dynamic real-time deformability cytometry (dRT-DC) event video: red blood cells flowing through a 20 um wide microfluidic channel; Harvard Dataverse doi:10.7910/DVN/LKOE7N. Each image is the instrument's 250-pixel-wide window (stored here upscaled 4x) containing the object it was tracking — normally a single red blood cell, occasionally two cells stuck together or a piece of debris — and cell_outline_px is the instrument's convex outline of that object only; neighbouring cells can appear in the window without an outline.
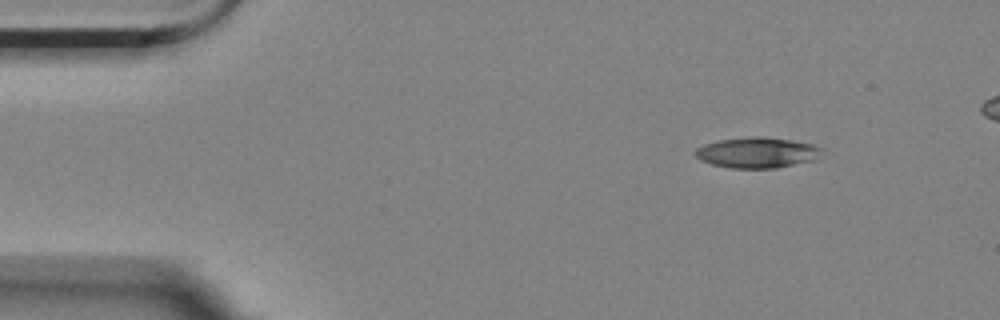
{"species": "Egyptian fruit bat (a non-hibernating species)", "species_latin": "Rousettus aegyptiacus", "temperature_condition": "room temperature", "stored_images_in_passage": 4, "camera_frame_rate_fps": 3000, "um_per_image_px": 0.085, "animal": {"sex": "female"}, "frame": {"image": 1, "passage_image": 1, "time_ms": 0.0, "image_size_px": [1000, 320], "cell_outline_px": [[824, 148], [812, 160], [776, 168], [732, 168], [712, 164], [700, 160], [692, 152], [696, 148], [704, 144], [716, 140], [752, 136], [764, 136], [792, 140], [812, 144]], "centroid_in_image_um": [64.29, 12.95], "position_along_channel_um": 20.7, "area_um2": 22.6}}